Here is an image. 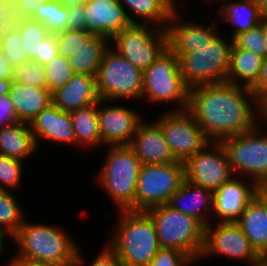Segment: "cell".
Listing matches in <instances>:
<instances>
[{"label":"cell","mask_w":267,"mask_h":266,"mask_svg":"<svg viewBox=\"0 0 267 266\" xmlns=\"http://www.w3.org/2000/svg\"><path fill=\"white\" fill-rule=\"evenodd\" d=\"M178 15L175 9L166 27L167 47L173 53L195 52V49L209 45L219 35L214 23L207 27L193 22L181 23Z\"/></svg>","instance_id":"ac0fdd59"},{"label":"cell","mask_w":267,"mask_h":266,"mask_svg":"<svg viewBox=\"0 0 267 266\" xmlns=\"http://www.w3.org/2000/svg\"><path fill=\"white\" fill-rule=\"evenodd\" d=\"M263 122H266L267 123V112H265V116L263 118Z\"/></svg>","instance_id":"91938a15"},{"label":"cell","mask_w":267,"mask_h":266,"mask_svg":"<svg viewBox=\"0 0 267 266\" xmlns=\"http://www.w3.org/2000/svg\"><path fill=\"white\" fill-rule=\"evenodd\" d=\"M23 161L0 154V190L20 187Z\"/></svg>","instance_id":"74e56055"},{"label":"cell","mask_w":267,"mask_h":266,"mask_svg":"<svg viewBox=\"0 0 267 266\" xmlns=\"http://www.w3.org/2000/svg\"><path fill=\"white\" fill-rule=\"evenodd\" d=\"M128 146L142 165L177 162L160 127L155 122L146 124L142 121Z\"/></svg>","instance_id":"d6986e66"},{"label":"cell","mask_w":267,"mask_h":266,"mask_svg":"<svg viewBox=\"0 0 267 266\" xmlns=\"http://www.w3.org/2000/svg\"><path fill=\"white\" fill-rule=\"evenodd\" d=\"M90 266H124L116 254L109 248L106 247L98 257L92 262Z\"/></svg>","instance_id":"7dc6e473"},{"label":"cell","mask_w":267,"mask_h":266,"mask_svg":"<svg viewBox=\"0 0 267 266\" xmlns=\"http://www.w3.org/2000/svg\"><path fill=\"white\" fill-rule=\"evenodd\" d=\"M262 62L263 57L254 52L240 49L233 43L226 81L250 88L259 76ZM241 80H243V84L240 83Z\"/></svg>","instance_id":"4316f807"},{"label":"cell","mask_w":267,"mask_h":266,"mask_svg":"<svg viewBox=\"0 0 267 266\" xmlns=\"http://www.w3.org/2000/svg\"><path fill=\"white\" fill-rule=\"evenodd\" d=\"M57 55L58 46L56 41V34H50L41 42L39 53H37L36 58L33 61L45 65Z\"/></svg>","instance_id":"60d3db41"},{"label":"cell","mask_w":267,"mask_h":266,"mask_svg":"<svg viewBox=\"0 0 267 266\" xmlns=\"http://www.w3.org/2000/svg\"><path fill=\"white\" fill-rule=\"evenodd\" d=\"M36 150L30 124L18 121L0 128V154L23 161Z\"/></svg>","instance_id":"cb8c5ba5"},{"label":"cell","mask_w":267,"mask_h":266,"mask_svg":"<svg viewBox=\"0 0 267 266\" xmlns=\"http://www.w3.org/2000/svg\"><path fill=\"white\" fill-rule=\"evenodd\" d=\"M260 256H267V212L255 197L236 222Z\"/></svg>","instance_id":"d4e9b609"},{"label":"cell","mask_w":267,"mask_h":266,"mask_svg":"<svg viewBox=\"0 0 267 266\" xmlns=\"http://www.w3.org/2000/svg\"><path fill=\"white\" fill-rule=\"evenodd\" d=\"M192 262L178 249L161 248L148 266H190Z\"/></svg>","instance_id":"ab89813d"},{"label":"cell","mask_w":267,"mask_h":266,"mask_svg":"<svg viewBox=\"0 0 267 266\" xmlns=\"http://www.w3.org/2000/svg\"><path fill=\"white\" fill-rule=\"evenodd\" d=\"M123 8L132 10L135 18L143 20L142 24L154 23L157 27L166 28L175 8V0H118ZM126 7H125V5ZM159 25V26H158Z\"/></svg>","instance_id":"f1b7e54d"},{"label":"cell","mask_w":267,"mask_h":266,"mask_svg":"<svg viewBox=\"0 0 267 266\" xmlns=\"http://www.w3.org/2000/svg\"><path fill=\"white\" fill-rule=\"evenodd\" d=\"M178 162L185 163L209 141L192 115L187 111L170 110L154 121Z\"/></svg>","instance_id":"7c38bea8"},{"label":"cell","mask_w":267,"mask_h":266,"mask_svg":"<svg viewBox=\"0 0 267 266\" xmlns=\"http://www.w3.org/2000/svg\"><path fill=\"white\" fill-rule=\"evenodd\" d=\"M108 246L124 266H148L161 249L155 225L145 211L120 210Z\"/></svg>","instance_id":"7a4b0ae2"},{"label":"cell","mask_w":267,"mask_h":266,"mask_svg":"<svg viewBox=\"0 0 267 266\" xmlns=\"http://www.w3.org/2000/svg\"><path fill=\"white\" fill-rule=\"evenodd\" d=\"M13 81L27 86L46 88L44 65L33 60L19 64L13 69Z\"/></svg>","instance_id":"d590c367"},{"label":"cell","mask_w":267,"mask_h":266,"mask_svg":"<svg viewBox=\"0 0 267 266\" xmlns=\"http://www.w3.org/2000/svg\"><path fill=\"white\" fill-rule=\"evenodd\" d=\"M263 33L265 36V42L267 44V20H264V19H263Z\"/></svg>","instance_id":"680465c9"},{"label":"cell","mask_w":267,"mask_h":266,"mask_svg":"<svg viewBox=\"0 0 267 266\" xmlns=\"http://www.w3.org/2000/svg\"><path fill=\"white\" fill-rule=\"evenodd\" d=\"M56 1L60 2L66 8H69L72 6L83 4L85 3L86 0H56Z\"/></svg>","instance_id":"f5cc1de1"},{"label":"cell","mask_w":267,"mask_h":266,"mask_svg":"<svg viewBox=\"0 0 267 266\" xmlns=\"http://www.w3.org/2000/svg\"><path fill=\"white\" fill-rule=\"evenodd\" d=\"M84 9L86 31L108 40L131 24H141L127 14L118 0H86Z\"/></svg>","instance_id":"9a60e30c"},{"label":"cell","mask_w":267,"mask_h":266,"mask_svg":"<svg viewBox=\"0 0 267 266\" xmlns=\"http://www.w3.org/2000/svg\"><path fill=\"white\" fill-rule=\"evenodd\" d=\"M83 262H84V259L82 258V255L80 254L79 248H78L77 257L73 261L67 264L61 265V266H83Z\"/></svg>","instance_id":"db71d44e"},{"label":"cell","mask_w":267,"mask_h":266,"mask_svg":"<svg viewBox=\"0 0 267 266\" xmlns=\"http://www.w3.org/2000/svg\"><path fill=\"white\" fill-rule=\"evenodd\" d=\"M21 34L23 47L28 59L34 60L41 46V42L51 33L40 22L31 19H18L14 25Z\"/></svg>","instance_id":"d6a6232c"},{"label":"cell","mask_w":267,"mask_h":266,"mask_svg":"<svg viewBox=\"0 0 267 266\" xmlns=\"http://www.w3.org/2000/svg\"><path fill=\"white\" fill-rule=\"evenodd\" d=\"M20 248L18 255L29 261L61 266L77 257L78 246L58 226L22 223L12 237Z\"/></svg>","instance_id":"3957f363"},{"label":"cell","mask_w":267,"mask_h":266,"mask_svg":"<svg viewBox=\"0 0 267 266\" xmlns=\"http://www.w3.org/2000/svg\"><path fill=\"white\" fill-rule=\"evenodd\" d=\"M167 204L196 218L206 227L210 224L207 215L213 211V192L184 180Z\"/></svg>","instance_id":"7402d4cb"},{"label":"cell","mask_w":267,"mask_h":266,"mask_svg":"<svg viewBox=\"0 0 267 266\" xmlns=\"http://www.w3.org/2000/svg\"><path fill=\"white\" fill-rule=\"evenodd\" d=\"M46 73V89L52 94L76 74L70 66L68 59L57 55L49 63L44 65Z\"/></svg>","instance_id":"836d02e7"},{"label":"cell","mask_w":267,"mask_h":266,"mask_svg":"<svg viewBox=\"0 0 267 266\" xmlns=\"http://www.w3.org/2000/svg\"><path fill=\"white\" fill-rule=\"evenodd\" d=\"M90 35L86 30L70 29L57 33L58 55L67 59L71 58Z\"/></svg>","instance_id":"f35d334b"},{"label":"cell","mask_w":267,"mask_h":266,"mask_svg":"<svg viewBox=\"0 0 267 266\" xmlns=\"http://www.w3.org/2000/svg\"><path fill=\"white\" fill-rule=\"evenodd\" d=\"M258 126L257 124L252 130L226 138L220 143L227 153L234 174H245L251 179L249 181L262 186L267 181V136H260Z\"/></svg>","instance_id":"9c48e42d"},{"label":"cell","mask_w":267,"mask_h":266,"mask_svg":"<svg viewBox=\"0 0 267 266\" xmlns=\"http://www.w3.org/2000/svg\"><path fill=\"white\" fill-rule=\"evenodd\" d=\"M7 266H51L41 262L29 261L20 257H14Z\"/></svg>","instance_id":"681fc988"},{"label":"cell","mask_w":267,"mask_h":266,"mask_svg":"<svg viewBox=\"0 0 267 266\" xmlns=\"http://www.w3.org/2000/svg\"><path fill=\"white\" fill-rule=\"evenodd\" d=\"M8 234H5L1 229H0V254H2L5 250L4 248V240H5V237H7Z\"/></svg>","instance_id":"6f0895ef"},{"label":"cell","mask_w":267,"mask_h":266,"mask_svg":"<svg viewBox=\"0 0 267 266\" xmlns=\"http://www.w3.org/2000/svg\"><path fill=\"white\" fill-rule=\"evenodd\" d=\"M12 83L13 78L0 79V97L8 96Z\"/></svg>","instance_id":"f907efd6"},{"label":"cell","mask_w":267,"mask_h":266,"mask_svg":"<svg viewBox=\"0 0 267 266\" xmlns=\"http://www.w3.org/2000/svg\"><path fill=\"white\" fill-rule=\"evenodd\" d=\"M14 3L15 16L18 19H31L34 16L36 8L41 3L49 0H12Z\"/></svg>","instance_id":"7bdbcfd3"},{"label":"cell","mask_w":267,"mask_h":266,"mask_svg":"<svg viewBox=\"0 0 267 266\" xmlns=\"http://www.w3.org/2000/svg\"><path fill=\"white\" fill-rule=\"evenodd\" d=\"M250 89L265 108L267 106V56L263 58L259 76Z\"/></svg>","instance_id":"b9f144b4"},{"label":"cell","mask_w":267,"mask_h":266,"mask_svg":"<svg viewBox=\"0 0 267 266\" xmlns=\"http://www.w3.org/2000/svg\"><path fill=\"white\" fill-rule=\"evenodd\" d=\"M24 211L8 190H0V229L13 237L25 220Z\"/></svg>","instance_id":"1f68e13d"},{"label":"cell","mask_w":267,"mask_h":266,"mask_svg":"<svg viewBox=\"0 0 267 266\" xmlns=\"http://www.w3.org/2000/svg\"><path fill=\"white\" fill-rule=\"evenodd\" d=\"M187 111L209 142L244 134L265 116V108L249 87L227 81L189 89Z\"/></svg>","instance_id":"6da1fadb"},{"label":"cell","mask_w":267,"mask_h":266,"mask_svg":"<svg viewBox=\"0 0 267 266\" xmlns=\"http://www.w3.org/2000/svg\"><path fill=\"white\" fill-rule=\"evenodd\" d=\"M233 45L218 35L209 45L192 53H174L185 85L191 89L198 85L225 82L230 66Z\"/></svg>","instance_id":"8992f818"},{"label":"cell","mask_w":267,"mask_h":266,"mask_svg":"<svg viewBox=\"0 0 267 266\" xmlns=\"http://www.w3.org/2000/svg\"><path fill=\"white\" fill-rule=\"evenodd\" d=\"M258 187L254 181L248 184L236 177L224 183L213 192L212 213L220 223L237 222L255 198Z\"/></svg>","instance_id":"e0dca14e"},{"label":"cell","mask_w":267,"mask_h":266,"mask_svg":"<svg viewBox=\"0 0 267 266\" xmlns=\"http://www.w3.org/2000/svg\"><path fill=\"white\" fill-rule=\"evenodd\" d=\"M255 197L264 205L267 212V190L263 186H259Z\"/></svg>","instance_id":"816d5d0a"},{"label":"cell","mask_w":267,"mask_h":266,"mask_svg":"<svg viewBox=\"0 0 267 266\" xmlns=\"http://www.w3.org/2000/svg\"><path fill=\"white\" fill-rule=\"evenodd\" d=\"M184 180V163L142 165L137 181L135 211L167 204Z\"/></svg>","instance_id":"8fae6325"},{"label":"cell","mask_w":267,"mask_h":266,"mask_svg":"<svg viewBox=\"0 0 267 266\" xmlns=\"http://www.w3.org/2000/svg\"><path fill=\"white\" fill-rule=\"evenodd\" d=\"M110 40L99 35H90L80 48L68 59L76 73L96 76L105 51L110 47Z\"/></svg>","instance_id":"83f0119b"},{"label":"cell","mask_w":267,"mask_h":266,"mask_svg":"<svg viewBox=\"0 0 267 266\" xmlns=\"http://www.w3.org/2000/svg\"><path fill=\"white\" fill-rule=\"evenodd\" d=\"M16 122L18 119L10 97H0V128Z\"/></svg>","instance_id":"bcb514c9"},{"label":"cell","mask_w":267,"mask_h":266,"mask_svg":"<svg viewBox=\"0 0 267 266\" xmlns=\"http://www.w3.org/2000/svg\"><path fill=\"white\" fill-rule=\"evenodd\" d=\"M233 43L240 49L254 52L265 58L267 56V44L263 33V19L261 24L254 29H250L237 35L233 39Z\"/></svg>","instance_id":"8d00e7d4"},{"label":"cell","mask_w":267,"mask_h":266,"mask_svg":"<svg viewBox=\"0 0 267 266\" xmlns=\"http://www.w3.org/2000/svg\"><path fill=\"white\" fill-rule=\"evenodd\" d=\"M258 4L262 19L267 20V0H258Z\"/></svg>","instance_id":"11a10c76"},{"label":"cell","mask_w":267,"mask_h":266,"mask_svg":"<svg viewBox=\"0 0 267 266\" xmlns=\"http://www.w3.org/2000/svg\"><path fill=\"white\" fill-rule=\"evenodd\" d=\"M17 18L12 0H0V34L15 25Z\"/></svg>","instance_id":"f6af8a7d"},{"label":"cell","mask_w":267,"mask_h":266,"mask_svg":"<svg viewBox=\"0 0 267 266\" xmlns=\"http://www.w3.org/2000/svg\"><path fill=\"white\" fill-rule=\"evenodd\" d=\"M98 102V118L101 142L109 146H128L142 122L136 110L120 106H103ZM101 105V106H99Z\"/></svg>","instance_id":"2e32d148"},{"label":"cell","mask_w":267,"mask_h":266,"mask_svg":"<svg viewBox=\"0 0 267 266\" xmlns=\"http://www.w3.org/2000/svg\"><path fill=\"white\" fill-rule=\"evenodd\" d=\"M100 100L96 76L86 73H76L68 83L52 93V103L65 112L88 107Z\"/></svg>","instance_id":"ffe728a7"},{"label":"cell","mask_w":267,"mask_h":266,"mask_svg":"<svg viewBox=\"0 0 267 266\" xmlns=\"http://www.w3.org/2000/svg\"><path fill=\"white\" fill-rule=\"evenodd\" d=\"M145 212L155 225L161 248L178 249L193 263L199 260L205 234V226L200 221L168 204L151 207Z\"/></svg>","instance_id":"277c9868"},{"label":"cell","mask_w":267,"mask_h":266,"mask_svg":"<svg viewBox=\"0 0 267 266\" xmlns=\"http://www.w3.org/2000/svg\"><path fill=\"white\" fill-rule=\"evenodd\" d=\"M184 173L185 180L212 192L235 175L220 142H209L189 158L184 163Z\"/></svg>","instance_id":"4fadbf2b"},{"label":"cell","mask_w":267,"mask_h":266,"mask_svg":"<svg viewBox=\"0 0 267 266\" xmlns=\"http://www.w3.org/2000/svg\"><path fill=\"white\" fill-rule=\"evenodd\" d=\"M153 103L176 102L174 111L188 107L189 88L179 70L178 57L167 47L159 57L142 72V98Z\"/></svg>","instance_id":"52a82bcc"},{"label":"cell","mask_w":267,"mask_h":266,"mask_svg":"<svg viewBox=\"0 0 267 266\" xmlns=\"http://www.w3.org/2000/svg\"><path fill=\"white\" fill-rule=\"evenodd\" d=\"M30 128L37 146L40 138L76 145L70 112L62 111L53 103L30 122Z\"/></svg>","instance_id":"44dd1931"},{"label":"cell","mask_w":267,"mask_h":266,"mask_svg":"<svg viewBox=\"0 0 267 266\" xmlns=\"http://www.w3.org/2000/svg\"><path fill=\"white\" fill-rule=\"evenodd\" d=\"M262 186L267 190V181Z\"/></svg>","instance_id":"94428289"},{"label":"cell","mask_w":267,"mask_h":266,"mask_svg":"<svg viewBox=\"0 0 267 266\" xmlns=\"http://www.w3.org/2000/svg\"><path fill=\"white\" fill-rule=\"evenodd\" d=\"M96 81L103 100L142 97V71L111 47L103 55Z\"/></svg>","instance_id":"ba28073f"},{"label":"cell","mask_w":267,"mask_h":266,"mask_svg":"<svg viewBox=\"0 0 267 266\" xmlns=\"http://www.w3.org/2000/svg\"><path fill=\"white\" fill-rule=\"evenodd\" d=\"M13 69L7 57L0 50V79L13 78Z\"/></svg>","instance_id":"c3c4849f"},{"label":"cell","mask_w":267,"mask_h":266,"mask_svg":"<svg viewBox=\"0 0 267 266\" xmlns=\"http://www.w3.org/2000/svg\"><path fill=\"white\" fill-rule=\"evenodd\" d=\"M67 12V29L86 30L84 3L67 8Z\"/></svg>","instance_id":"ee69618b"},{"label":"cell","mask_w":267,"mask_h":266,"mask_svg":"<svg viewBox=\"0 0 267 266\" xmlns=\"http://www.w3.org/2000/svg\"><path fill=\"white\" fill-rule=\"evenodd\" d=\"M21 39V34L15 26L5 29L0 34V50L7 57L13 68L30 61Z\"/></svg>","instance_id":"e575fe53"},{"label":"cell","mask_w":267,"mask_h":266,"mask_svg":"<svg viewBox=\"0 0 267 266\" xmlns=\"http://www.w3.org/2000/svg\"><path fill=\"white\" fill-rule=\"evenodd\" d=\"M98 182L119 210L135 211L138 176L142 163L129 146H110Z\"/></svg>","instance_id":"5b68a950"},{"label":"cell","mask_w":267,"mask_h":266,"mask_svg":"<svg viewBox=\"0 0 267 266\" xmlns=\"http://www.w3.org/2000/svg\"><path fill=\"white\" fill-rule=\"evenodd\" d=\"M67 8L56 0L41 3L35 10L33 21L42 23L51 34L67 30Z\"/></svg>","instance_id":"4dcf8cb0"},{"label":"cell","mask_w":267,"mask_h":266,"mask_svg":"<svg viewBox=\"0 0 267 266\" xmlns=\"http://www.w3.org/2000/svg\"><path fill=\"white\" fill-rule=\"evenodd\" d=\"M10 97L19 122H30L52 104V94L46 88L27 86L13 81Z\"/></svg>","instance_id":"603a6c76"},{"label":"cell","mask_w":267,"mask_h":266,"mask_svg":"<svg viewBox=\"0 0 267 266\" xmlns=\"http://www.w3.org/2000/svg\"><path fill=\"white\" fill-rule=\"evenodd\" d=\"M111 42L117 53L143 72L167 48V31L142 23L131 24L114 35Z\"/></svg>","instance_id":"30bf717a"},{"label":"cell","mask_w":267,"mask_h":266,"mask_svg":"<svg viewBox=\"0 0 267 266\" xmlns=\"http://www.w3.org/2000/svg\"><path fill=\"white\" fill-rule=\"evenodd\" d=\"M216 226L212 228L209 224L205 227L204 246L199 260L212 254H222L233 259L248 260L252 264L260 257L236 222L218 221Z\"/></svg>","instance_id":"5bb4252c"},{"label":"cell","mask_w":267,"mask_h":266,"mask_svg":"<svg viewBox=\"0 0 267 266\" xmlns=\"http://www.w3.org/2000/svg\"><path fill=\"white\" fill-rule=\"evenodd\" d=\"M251 266H267V256H260Z\"/></svg>","instance_id":"9f6ffc18"},{"label":"cell","mask_w":267,"mask_h":266,"mask_svg":"<svg viewBox=\"0 0 267 266\" xmlns=\"http://www.w3.org/2000/svg\"><path fill=\"white\" fill-rule=\"evenodd\" d=\"M225 1L218 12V18L222 17L224 18L223 20L235 26L232 40L240 33L254 29L261 24L262 17L258 0Z\"/></svg>","instance_id":"484cf974"},{"label":"cell","mask_w":267,"mask_h":266,"mask_svg":"<svg viewBox=\"0 0 267 266\" xmlns=\"http://www.w3.org/2000/svg\"><path fill=\"white\" fill-rule=\"evenodd\" d=\"M76 144L100 145L98 103L70 112Z\"/></svg>","instance_id":"f546056e"}]
</instances>
